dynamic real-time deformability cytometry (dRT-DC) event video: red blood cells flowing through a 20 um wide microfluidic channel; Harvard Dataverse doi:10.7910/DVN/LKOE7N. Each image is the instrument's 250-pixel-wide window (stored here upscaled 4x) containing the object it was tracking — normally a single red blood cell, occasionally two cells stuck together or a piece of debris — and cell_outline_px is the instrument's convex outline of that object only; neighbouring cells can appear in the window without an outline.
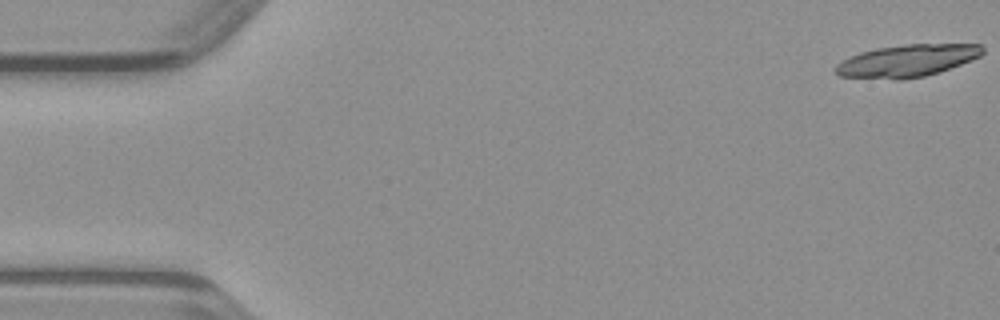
{"species": "common noctule bat (a hibernating species)", "species_latin": "Nyctalus noctula", "temperature_condition": "warm", "stored_images_in_passage": 8, "camera_frame_rate_fps": 3000, "um_per_image_px": 0.085, "animal": {"sex": "male", "body_mass_g": 23.1, "forearm_length_mm": 52.7}, "frame": {"image": 1, "passage_image": 1, "time_ms": 0.0, "image_size_px": [1000, 320], "cell_outline_px": [[984, 52], [980, 56], [960, 64], [924, 76], [900, 80], [896, 80], [840, 76], [832, 72], [832, 68], [836, 64], [860, 52], [876, 48], [908, 44], [984, 44]], "centroid_in_image_um": [77.07, 5.16], "position_along_channel_um": 7.9, "area_um2": 27.57}}